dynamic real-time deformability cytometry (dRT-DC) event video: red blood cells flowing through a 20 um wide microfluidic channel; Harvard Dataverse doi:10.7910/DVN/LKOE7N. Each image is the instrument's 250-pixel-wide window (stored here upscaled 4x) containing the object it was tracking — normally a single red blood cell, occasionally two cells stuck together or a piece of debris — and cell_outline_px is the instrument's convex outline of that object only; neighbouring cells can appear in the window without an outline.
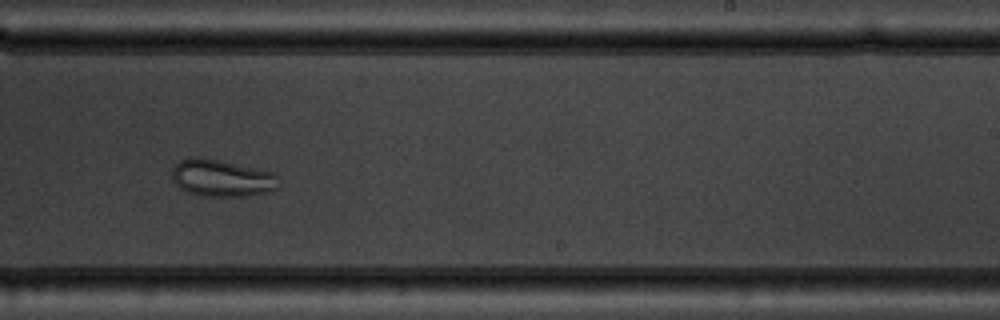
{"species": "common noctule bat (a hibernating species)", "species_latin": "Nyctalus noctula", "temperature_condition": "warm", "stored_images_in_passage": 12, "camera_frame_rate_fps": 3000, "um_per_image_px": 0.085, "animal": {"sex": "male", "body_mass_g": 19.5, "forearm_length_mm": 54.6}, "frame": {"image": 1, "passage_image": 7, "time_ms": 6.667, "image_size_px": [1000, 320], "cell_outline_px": [[280, 188], [268, 192], [244, 196], [200, 196], [188, 192], [180, 188], [172, 180], [172, 168], [180, 160], [188, 156], [200, 156], [220, 160], [276, 172], [280, 184]], "centroid_in_image_um": [18.87, 15.12], "position_along_channel_um": 270.1, "area_um2": 23.58}, "authors_computed_cell_mechanics": {"area_um2": 26.4435, "velocity_mm_per_s": 3.7683, "shape_relaxation_time_tau1_ms": 2.1607, "shape_relaxation_time_tau2_ms": 2.2151, "deformation_change_tau1": 0.0461, "deformation_change_tau2": 0.0348}}